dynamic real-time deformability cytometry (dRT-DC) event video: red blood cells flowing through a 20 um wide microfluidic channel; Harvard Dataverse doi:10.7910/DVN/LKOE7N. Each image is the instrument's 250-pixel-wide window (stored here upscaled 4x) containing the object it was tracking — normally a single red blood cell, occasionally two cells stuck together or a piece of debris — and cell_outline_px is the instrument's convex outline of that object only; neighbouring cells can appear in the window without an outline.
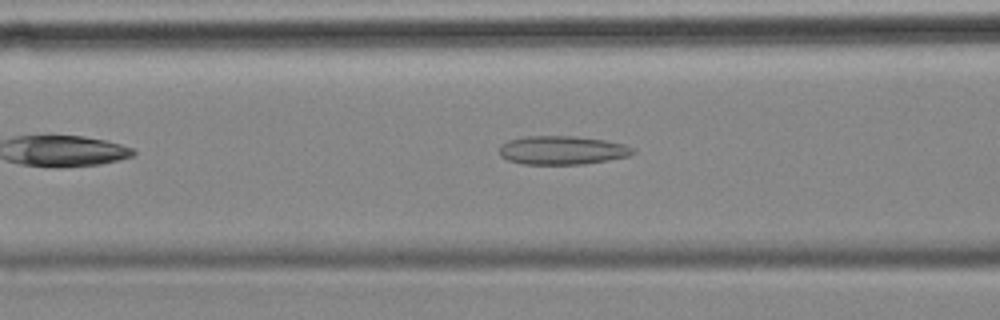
{"species": "common noctule bat (a hibernating species)", "species_latin": "Nyctalus noctula", "temperature_condition": "cold", "stored_images_in_passage": 35, "camera_frame_rate_fps": 3000, "um_per_image_px": 0.085, "animal": {"sex": "female", "body_mass_g": 18.4}, "frame": {"image": 1, "passage_image": 10, "time_ms": 3.0, "image_size_px": [1000, 320], "cell_outline_px": [[636, 152], [628, 156], [608, 160], [584, 164], [524, 164], [508, 160], [500, 156], [500, 148], [508, 140], [524, 136], [576, 136], [604, 140], [624, 144], [632, 148]], "centroid_in_image_um": [47.79, 12.77], "position_along_channel_um": 118.8, "area_um2": 22.2}}
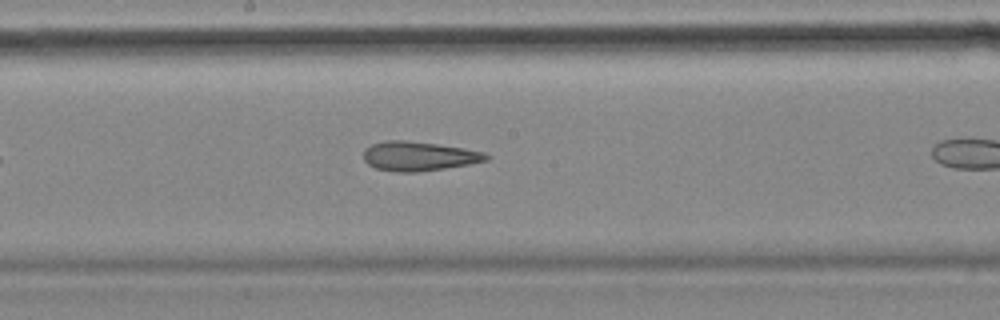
{"frame": {"image": 2, "passage_image": 18, "time_ms": 5.667, "image_size_px": [1000, 320], "cell_outline_px": [[492, 156], [488, 160], [468, 164], [444, 168], [416, 172], [396, 172], [376, 168], [368, 164], [364, 160], [364, 148], [372, 144], [384, 140], [404, 140], [436, 144], [464, 148], [484, 152]], "centroid_in_image_um": [35.59, 13.27], "position_along_channel_um": 212.6, "area_um2": 20.92}}
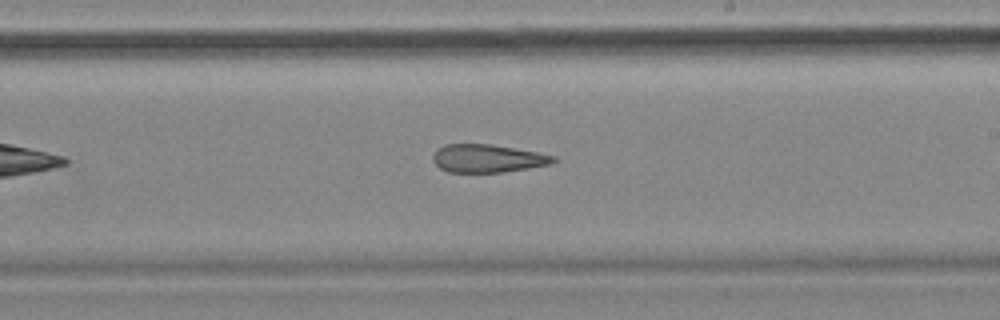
{"frame": {"image": 3, "passage_image": 21, "time_ms": 6.667, "image_size_px": [1000, 320], "cell_outline_px": [[556, 160], [552, 164], [504, 172], [448, 172], [440, 168], [432, 160], [432, 156], [436, 148], [444, 144], [488, 144], [536, 152], [556, 156]], "centroid_in_image_um": [41.41, 13.47], "position_along_channel_um": 247.6, "area_um2": 19.65}}